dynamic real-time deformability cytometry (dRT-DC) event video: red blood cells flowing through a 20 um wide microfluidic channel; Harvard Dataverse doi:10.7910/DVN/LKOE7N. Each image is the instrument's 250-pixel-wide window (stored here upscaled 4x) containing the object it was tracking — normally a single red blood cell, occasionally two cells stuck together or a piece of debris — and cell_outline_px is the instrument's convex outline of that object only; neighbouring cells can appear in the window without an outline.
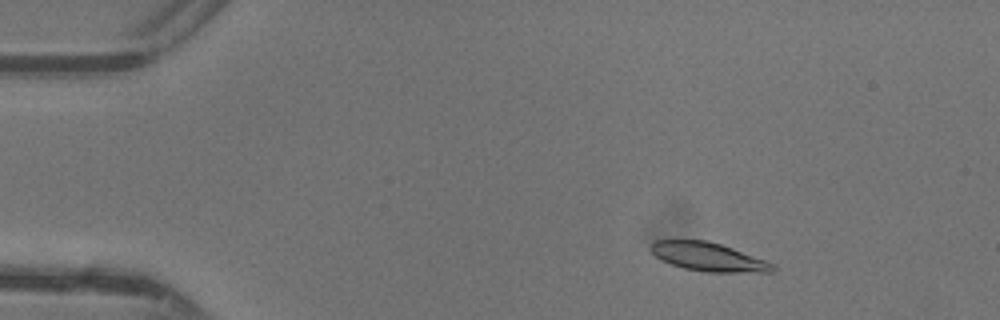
{"species": "common noctule bat (a hibernating species)", "species_latin": "Nyctalus noctula", "temperature_condition": "warm", "stored_images_in_passage": 27, "camera_frame_rate_fps": 3000, "um_per_image_px": 0.085, "animal": {"sex": "female"}, "frame": {"image": 1, "passage_image": 6, "time_ms": 1.667, "image_size_px": [1000, 320], "cell_outline_px": [[776, 268], [772, 272], [704, 272], [684, 268], [672, 264], [656, 256], [652, 252], [652, 244], [656, 240], [704, 240], [720, 244], [732, 248], [764, 260], [772, 264]], "centroid_in_image_um": [60.22, 21.84], "position_along_channel_um": 24.8, "area_um2": 19.83}}
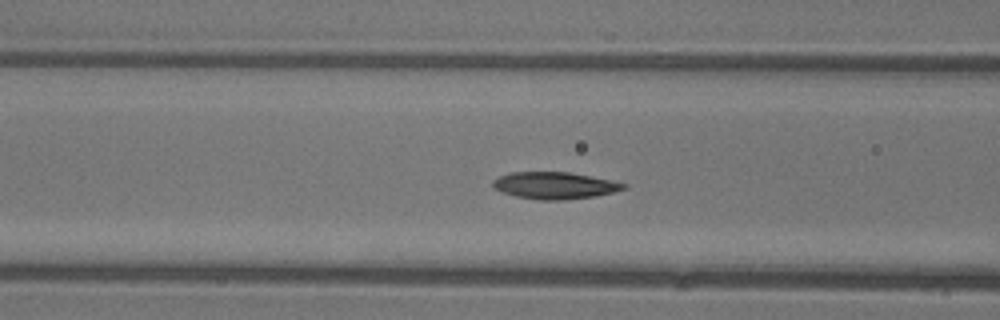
{"frame": {"image": 2, "passage_image": 18, "time_ms": 5.667, "image_size_px": [1000, 320], "cell_outline_px": [[628, 188], [596, 196], [564, 200], [536, 200], [516, 196], [504, 192], [496, 188], [492, 184], [492, 180], [500, 176], [512, 172], [568, 172], [628, 184]], "centroid_in_image_um": [47.15, 15.77], "position_along_channel_um": 119.4, "area_um2": 20.29}}
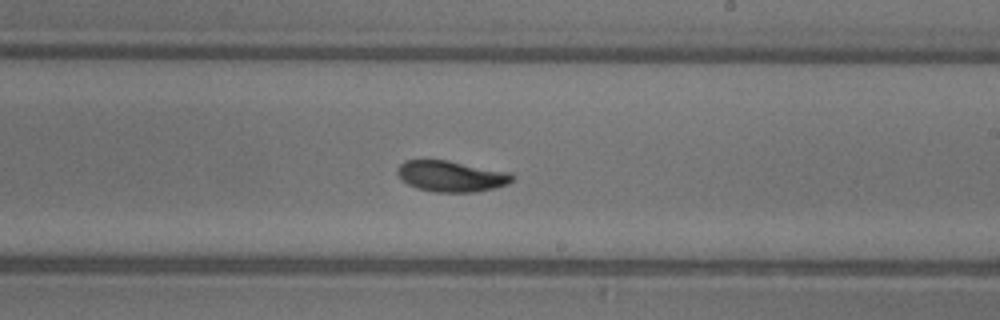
{"frame": {"image": 3, "passage_image": 27, "time_ms": 8.667, "image_size_px": [1000, 320], "cell_outline_px": [[512, 180], [508, 184], [496, 188], [476, 192], [436, 192], [416, 188], [408, 184], [396, 172], [396, 168], [404, 160], [448, 160], [512, 172]], "centroid_in_image_um": [38.38, 14.97], "position_along_channel_um": 250.6, "area_um2": 20.87}}